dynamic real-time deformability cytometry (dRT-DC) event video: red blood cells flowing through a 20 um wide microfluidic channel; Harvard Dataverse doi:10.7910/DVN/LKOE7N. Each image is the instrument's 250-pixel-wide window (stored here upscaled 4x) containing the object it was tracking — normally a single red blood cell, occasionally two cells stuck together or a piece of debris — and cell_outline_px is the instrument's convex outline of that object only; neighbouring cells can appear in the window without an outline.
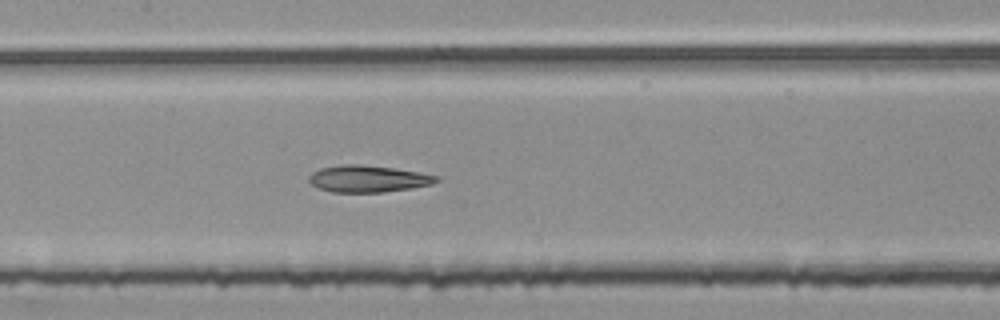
{"species": "common noctule bat (a hibernating species)", "species_latin": "Nyctalus noctula", "temperature_condition": "room temperature", "stored_images_in_passage": 54, "segment_of_instrument_passage": [2, 2], "camera_frame_rate_fps": 3000, "um_per_image_px": 0.085, "animal": {"sex": "female", "body_mass_g": 25.1}, "frame": {"image": 1, "passage_image": 26, "time_ms": 8.333, "image_size_px": [1000, 320], "cell_outline_px": [[440, 180], [432, 184], [412, 188], [384, 192], [332, 192], [320, 188], [312, 184], [308, 180], [308, 176], [312, 172], [320, 168], [344, 164], [360, 164], [392, 168], [420, 172], [440, 176]], "centroid_in_image_um": [31.3, 15.19], "position_along_channel_um": 176.1, "area_um2": 19.94}}
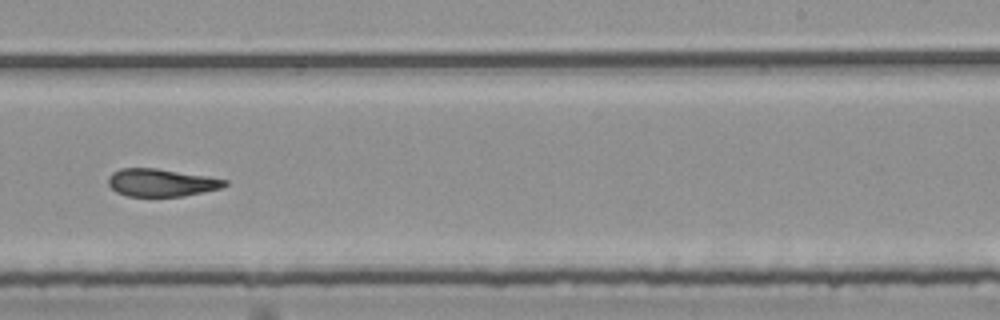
{"frame": {"image": 2, "passage_image": 34, "time_ms": 11.0, "image_size_px": [1000, 320], "cell_outline_px": [[228, 184], [220, 188], [184, 196], [128, 196], [116, 192], [108, 184], [108, 176], [112, 172], [120, 168], [156, 168], [228, 180]], "centroid_in_image_um": [13.66, 15.52], "position_along_channel_um": 275.3, "area_um2": 18.61}}
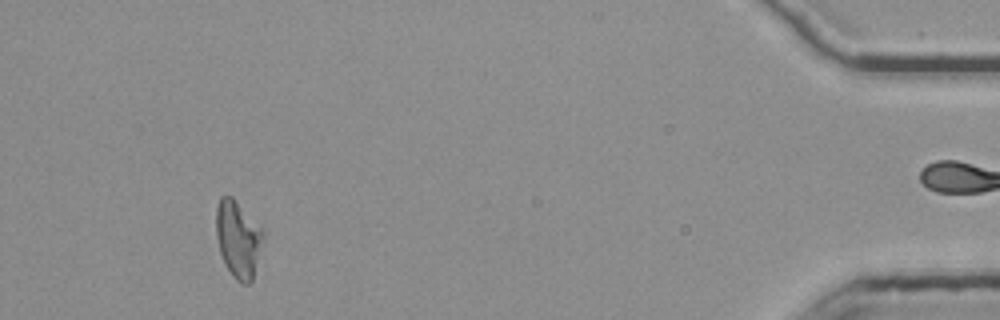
{"frame": {"image": 3, "passage_image": 51, "time_ms": 16.667, "image_size_px": [1000, 320], "cell_outline_px": [[264, 240], [252, 280], [248, 284], [240, 284], [232, 276], [224, 264], [220, 252], [216, 236], [216, 208], [220, 196], [232, 196], [264, 232]], "centroid_in_image_um": [20.23, 20.35], "position_along_channel_um": 415.0, "area_um2": 21.1}}